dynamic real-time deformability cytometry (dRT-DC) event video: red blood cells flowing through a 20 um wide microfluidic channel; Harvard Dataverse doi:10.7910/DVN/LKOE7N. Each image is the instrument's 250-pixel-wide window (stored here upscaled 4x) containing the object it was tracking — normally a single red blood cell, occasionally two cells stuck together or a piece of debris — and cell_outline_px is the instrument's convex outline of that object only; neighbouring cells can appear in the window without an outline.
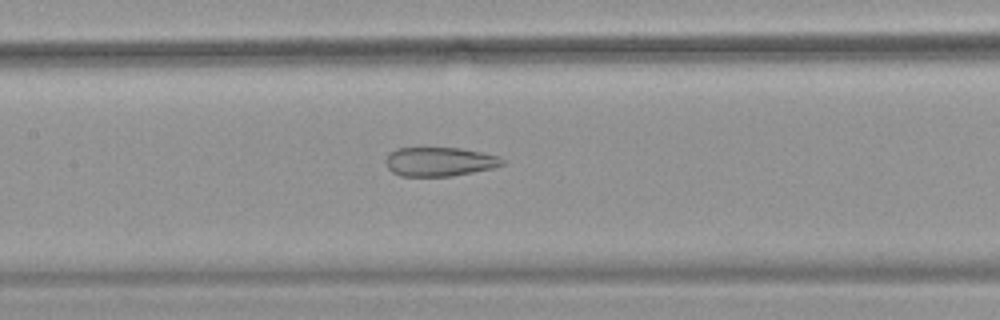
{"species": "common noctule bat (a hibernating species)", "species_latin": "Nyctalus noctula", "temperature_condition": "warm", "stored_images_in_passage": 39, "camera_frame_rate_fps": 3000, "um_per_image_px": 0.085, "animal": {"sex": "female", "body_mass_g": 18.4}, "frame": {"image": 1, "passage_image": 17, "time_ms": 5.333, "image_size_px": [1000, 320], "cell_outline_px": [[504, 164], [492, 168], [452, 176], [400, 176], [392, 172], [388, 168], [384, 160], [396, 148], [460, 148], [500, 156], [504, 160]], "centroid_in_image_um": [37.36, 13.74], "position_along_channel_um": 170.0, "area_um2": 19.65}}
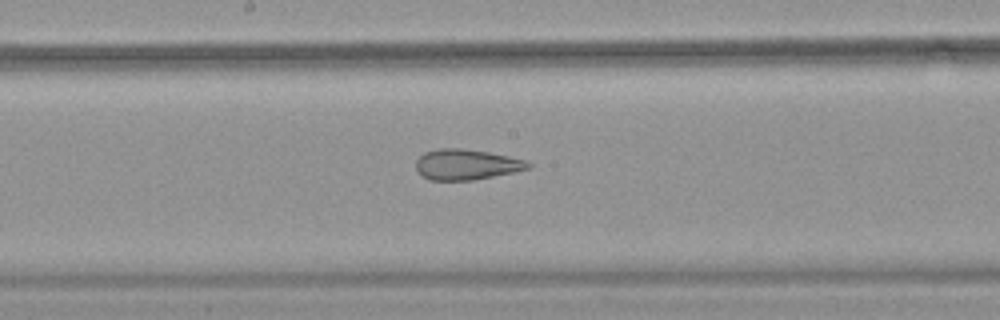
{"frame": {"image": 2, "passage_image": 20, "time_ms": 6.333, "image_size_px": [1000, 320], "cell_outline_px": [[532, 168], [472, 180], [428, 180], [416, 168], [416, 160], [424, 152], [440, 148], [460, 148], [488, 152], [508, 156], [524, 160], [532, 164]], "centroid_in_image_um": [39.64, 13.98], "position_along_channel_um": 208.6, "area_um2": 19.77}}
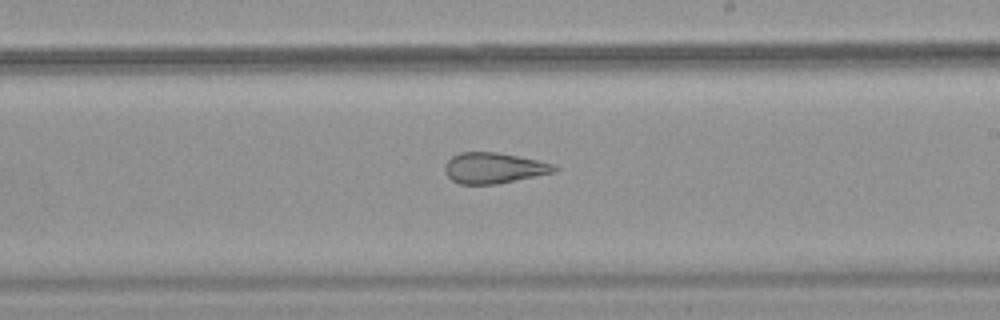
{"frame": {"image": 3, "passage_image": 23, "time_ms": 7.333, "image_size_px": [1000, 320], "cell_outline_px": [[560, 168], [556, 172], [496, 184], [460, 184], [452, 180], [444, 172], [444, 164], [452, 156], [460, 152], [496, 152], [556, 164]], "centroid_in_image_um": [41.97, 14.28], "position_along_channel_um": 247.0, "area_um2": 19.65}}